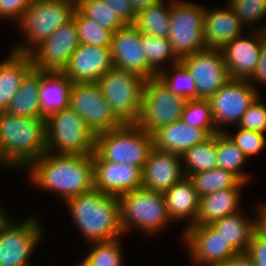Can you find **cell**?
I'll list each match as a JSON object with an SVG mask.
<instances>
[{
	"label": "cell",
	"instance_id": "25",
	"mask_svg": "<svg viewBox=\"0 0 266 266\" xmlns=\"http://www.w3.org/2000/svg\"><path fill=\"white\" fill-rule=\"evenodd\" d=\"M163 196L168 216L173 222L188 219L187 227L194 225L200 209V197L189 177L184 176L170 189L163 192Z\"/></svg>",
	"mask_w": 266,
	"mask_h": 266
},
{
	"label": "cell",
	"instance_id": "18",
	"mask_svg": "<svg viewBox=\"0 0 266 266\" xmlns=\"http://www.w3.org/2000/svg\"><path fill=\"white\" fill-rule=\"evenodd\" d=\"M113 66L110 47L80 43L63 72L72 82L97 83Z\"/></svg>",
	"mask_w": 266,
	"mask_h": 266
},
{
	"label": "cell",
	"instance_id": "39",
	"mask_svg": "<svg viewBox=\"0 0 266 266\" xmlns=\"http://www.w3.org/2000/svg\"><path fill=\"white\" fill-rule=\"evenodd\" d=\"M76 8L84 16L97 21L113 33L124 26L103 0H76Z\"/></svg>",
	"mask_w": 266,
	"mask_h": 266
},
{
	"label": "cell",
	"instance_id": "3",
	"mask_svg": "<svg viewBox=\"0 0 266 266\" xmlns=\"http://www.w3.org/2000/svg\"><path fill=\"white\" fill-rule=\"evenodd\" d=\"M0 145L3 167L27 168L47 151L45 119L0 113Z\"/></svg>",
	"mask_w": 266,
	"mask_h": 266
},
{
	"label": "cell",
	"instance_id": "15",
	"mask_svg": "<svg viewBox=\"0 0 266 266\" xmlns=\"http://www.w3.org/2000/svg\"><path fill=\"white\" fill-rule=\"evenodd\" d=\"M180 61L193 76L198 99H208L230 79L220 49L206 48Z\"/></svg>",
	"mask_w": 266,
	"mask_h": 266
},
{
	"label": "cell",
	"instance_id": "38",
	"mask_svg": "<svg viewBox=\"0 0 266 266\" xmlns=\"http://www.w3.org/2000/svg\"><path fill=\"white\" fill-rule=\"evenodd\" d=\"M181 120L192 127L204 129L210 136L217 133L207 99L187 100Z\"/></svg>",
	"mask_w": 266,
	"mask_h": 266
},
{
	"label": "cell",
	"instance_id": "27",
	"mask_svg": "<svg viewBox=\"0 0 266 266\" xmlns=\"http://www.w3.org/2000/svg\"><path fill=\"white\" fill-rule=\"evenodd\" d=\"M241 188H226L200 198V209L194 225H210L227 215L239 212Z\"/></svg>",
	"mask_w": 266,
	"mask_h": 266
},
{
	"label": "cell",
	"instance_id": "16",
	"mask_svg": "<svg viewBox=\"0 0 266 266\" xmlns=\"http://www.w3.org/2000/svg\"><path fill=\"white\" fill-rule=\"evenodd\" d=\"M183 232L182 239L195 264L207 266L225 262L237 254L211 225H192Z\"/></svg>",
	"mask_w": 266,
	"mask_h": 266
},
{
	"label": "cell",
	"instance_id": "52",
	"mask_svg": "<svg viewBox=\"0 0 266 266\" xmlns=\"http://www.w3.org/2000/svg\"><path fill=\"white\" fill-rule=\"evenodd\" d=\"M0 165H2V151H1V145H0Z\"/></svg>",
	"mask_w": 266,
	"mask_h": 266
},
{
	"label": "cell",
	"instance_id": "49",
	"mask_svg": "<svg viewBox=\"0 0 266 266\" xmlns=\"http://www.w3.org/2000/svg\"><path fill=\"white\" fill-rule=\"evenodd\" d=\"M161 0H131L134 10L137 12L155 5Z\"/></svg>",
	"mask_w": 266,
	"mask_h": 266
},
{
	"label": "cell",
	"instance_id": "1",
	"mask_svg": "<svg viewBox=\"0 0 266 266\" xmlns=\"http://www.w3.org/2000/svg\"><path fill=\"white\" fill-rule=\"evenodd\" d=\"M26 169L35 187L59 194L64 202L94 189L92 154L66 155L46 151Z\"/></svg>",
	"mask_w": 266,
	"mask_h": 266
},
{
	"label": "cell",
	"instance_id": "20",
	"mask_svg": "<svg viewBox=\"0 0 266 266\" xmlns=\"http://www.w3.org/2000/svg\"><path fill=\"white\" fill-rule=\"evenodd\" d=\"M110 48L115 67L148 79V61L141 43V32L132 24L124 25L112 34Z\"/></svg>",
	"mask_w": 266,
	"mask_h": 266
},
{
	"label": "cell",
	"instance_id": "36",
	"mask_svg": "<svg viewBox=\"0 0 266 266\" xmlns=\"http://www.w3.org/2000/svg\"><path fill=\"white\" fill-rule=\"evenodd\" d=\"M77 25L78 38L81 44L110 47L113 32L102 27L97 21L84 16L75 8L73 17Z\"/></svg>",
	"mask_w": 266,
	"mask_h": 266
},
{
	"label": "cell",
	"instance_id": "26",
	"mask_svg": "<svg viewBox=\"0 0 266 266\" xmlns=\"http://www.w3.org/2000/svg\"><path fill=\"white\" fill-rule=\"evenodd\" d=\"M0 62V113L6 112L22 80L33 68L30 54L10 51Z\"/></svg>",
	"mask_w": 266,
	"mask_h": 266
},
{
	"label": "cell",
	"instance_id": "31",
	"mask_svg": "<svg viewBox=\"0 0 266 266\" xmlns=\"http://www.w3.org/2000/svg\"><path fill=\"white\" fill-rule=\"evenodd\" d=\"M183 173L189 177L193 173L210 171L218 168V155L216 149V133L203 143L188 149L183 155ZM186 164V165H185ZM185 165V166H184Z\"/></svg>",
	"mask_w": 266,
	"mask_h": 266
},
{
	"label": "cell",
	"instance_id": "47",
	"mask_svg": "<svg viewBox=\"0 0 266 266\" xmlns=\"http://www.w3.org/2000/svg\"><path fill=\"white\" fill-rule=\"evenodd\" d=\"M207 266H256L247 252L237 253L234 257L225 262H217Z\"/></svg>",
	"mask_w": 266,
	"mask_h": 266
},
{
	"label": "cell",
	"instance_id": "33",
	"mask_svg": "<svg viewBox=\"0 0 266 266\" xmlns=\"http://www.w3.org/2000/svg\"><path fill=\"white\" fill-rule=\"evenodd\" d=\"M189 178L200 198L226 188H242L246 185L232 172L221 168L193 173Z\"/></svg>",
	"mask_w": 266,
	"mask_h": 266
},
{
	"label": "cell",
	"instance_id": "21",
	"mask_svg": "<svg viewBox=\"0 0 266 266\" xmlns=\"http://www.w3.org/2000/svg\"><path fill=\"white\" fill-rule=\"evenodd\" d=\"M142 173V187L162 193L185 176L181 156L155 148L149 153Z\"/></svg>",
	"mask_w": 266,
	"mask_h": 266
},
{
	"label": "cell",
	"instance_id": "17",
	"mask_svg": "<svg viewBox=\"0 0 266 266\" xmlns=\"http://www.w3.org/2000/svg\"><path fill=\"white\" fill-rule=\"evenodd\" d=\"M248 35V38L241 35L220 49L230 79L249 80L255 72L266 26L255 27Z\"/></svg>",
	"mask_w": 266,
	"mask_h": 266
},
{
	"label": "cell",
	"instance_id": "14",
	"mask_svg": "<svg viewBox=\"0 0 266 266\" xmlns=\"http://www.w3.org/2000/svg\"><path fill=\"white\" fill-rule=\"evenodd\" d=\"M79 44L77 25L72 18L29 53L33 68L41 71H63Z\"/></svg>",
	"mask_w": 266,
	"mask_h": 266
},
{
	"label": "cell",
	"instance_id": "5",
	"mask_svg": "<svg viewBox=\"0 0 266 266\" xmlns=\"http://www.w3.org/2000/svg\"><path fill=\"white\" fill-rule=\"evenodd\" d=\"M75 0H31L29 8L17 23L26 42L11 50L29 54L43 40L49 38L63 24L72 19Z\"/></svg>",
	"mask_w": 266,
	"mask_h": 266
},
{
	"label": "cell",
	"instance_id": "44",
	"mask_svg": "<svg viewBox=\"0 0 266 266\" xmlns=\"http://www.w3.org/2000/svg\"><path fill=\"white\" fill-rule=\"evenodd\" d=\"M246 252L252 258L256 266H266V236L257 228L251 236Z\"/></svg>",
	"mask_w": 266,
	"mask_h": 266
},
{
	"label": "cell",
	"instance_id": "34",
	"mask_svg": "<svg viewBox=\"0 0 266 266\" xmlns=\"http://www.w3.org/2000/svg\"><path fill=\"white\" fill-rule=\"evenodd\" d=\"M216 149L218 168L225 169L236 175L242 182L249 183V177L242 169L248 157L238 148L225 132L216 133Z\"/></svg>",
	"mask_w": 266,
	"mask_h": 266
},
{
	"label": "cell",
	"instance_id": "43",
	"mask_svg": "<svg viewBox=\"0 0 266 266\" xmlns=\"http://www.w3.org/2000/svg\"><path fill=\"white\" fill-rule=\"evenodd\" d=\"M31 0H0V20L10 19L17 24L29 8Z\"/></svg>",
	"mask_w": 266,
	"mask_h": 266
},
{
	"label": "cell",
	"instance_id": "9",
	"mask_svg": "<svg viewBox=\"0 0 266 266\" xmlns=\"http://www.w3.org/2000/svg\"><path fill=\"white\" fill-rule=\"evenodd\" d=\"M186 102L184 97L170 91L157 76L146 79L136 124L153 134L159 128L181 120Z\"/></svg>",
	"mask_w": 266,
	"mask_h": 266
},
{
	"label": "cell",
	"instance_id": "7",
	"mask_svg": "<svg viewBox=\"0 0 266 266\" xmlns=\"http://www.w3.org/2000/svg\"><path fill=\"white\" fill-rule=\"evenodd\" d=\"M47 152L66 155L92 154L95 134L71 107L45 118Z\"/></svg>",
	"mask_w": 266,
	"mask_h": 266
},
{
	"label": "cell",
	"instance_id": "24",
	"mask_svg": "<svg viewBox=\"0 0 266 266\" xmlns=\"http://www.w3.org/2000/svg\"><path fill=\"white\" fill-rule=\"evenodd\" d=\"M72 81L63 71H41L40 114L43 118L70 107Z\"/></svg>",
	"mask_w": 266,
	"mask_h": 266
},
{
	"label": "cell",
	"instance_id": "6",
	"mask_svg": "<svg viewBox=\"0 0 266 266\" xmlns=\"http://www.w3.org/2000/svg\"><path fill=\"white\" fill-rule=\"evenodd\" d=\"M117 199L119 222L124 234L134 227L133 229H140L144 234L152 235L163 230L172 221L168 216L162 192L142 187L121 194Z\"/></svg>",
	"mask_w": 266,
	"mask_h": 266
},
{
	"label": "cell",
	"instance_id": "41",
	"mask_svg": "<svg viewBox=\"0 0 266 266\" xmlns=\"http://www.w3.org/2000/svg\"><path fill=\"white\" fill-rule=\"evenodd\" d=\"M224 132L238 146V148L248 157V159L259 154L266 144L265 134L258 131H251L239 127L236 134H229L226 129ZM232 134V135H231Z\"/></svg>",
	"mask_w": 266,
	"mask_h": 266
},
{
	"label": "cell",
	"instance_id": "2",
	"mask_svg": "<svg viewBox=\"0 0 266 266\" xmlns=\"http://www.w3.org/2000/svg\"><path fill=\"white\" fill-rule=\"evenodd\" d=\"M86 241L101 242L123 237L117 196L92 189L65 201Z\"/></svg>",
	"mask_w": 266,
	"mask_h": 266
},
{
	"label": "cell",
	"instance_id": "28",
	"mask_svg": "<svg viewBox=\"0 0 266 266\" xmlns=\"http://www.w3.org/2000/svg\"><path fill=\"white\" fill-rule=\"evenodd\" d=\"M210 225L237 253H243L247 251L251 236L256 229V218L249 219L239 211L216 220Z\"/></svg>",
	"mask_w": 266,
	"mask_h": 266
},
{
	"label": "cell",
	"instance_id": "30",
	"mask_svg": "<svg viewBox=\"0 0 266 266\" xmlns=\"http://www.w3.org/2000/svg\"><path fill=\"white\" fill-rule=\"evenodd\" d=\"M171 9L172 0H161L155 5L137 12L132 25L141 33L168 38Z\"/></svg>",
	"mask_w": 266,
	"mask_h": 266
},
{
	"label": "cell",
	"instance_id": "50",
	"mask_svg": "<svg viewBox=\"0 0 266 266\" xmlns=\"http://www.w3.org/2000/svg\"><path fill=\"white\" fill-rule=\"evenodd\" d=\"M5 212L0 205V229L10 219L9 214L7 215Z\"/></svg>",
	"mask_w": 266,
	"mask_h": 266
},
{
	"label": "cell",
	"instance_id": "51",
	"mask_svg": "<svg viewBox=\"0 0 266 266\" xmlns=\"http://www.w3.org/2000/svg\"><path fill=\"white\" fill-rule=\"evenodd\" d=\"M77 266H93L85 258Z\"/></svg>",
	"mask_w": 266,
	"mask_h": 266
},
{
	"label": "cell",
	"instance_id": "11",
	"mask_svg": "<svg viewBox=\"0 0 266 266\" xmlns=\"http://www.w3.org/2000/svg\"><path fill=\"white\" fill-rule=\"evenodd\" d=\"M33 216L21 223L10 217L1 227L0 266H32L29 260L44 235L41 222Z\"/></svg>",
	"mask_w": 266,
	"mask_h": 266
},
{
	"label": "cell",
	"instance_id": "32",
	"mask_svg": "<svg viewBox=\"0 0 266 266\" xmlns=\"http://www.w3.org/2000/svg\"><path fill=\"white\" fill-rule=\"evenodd\" d=\"M141 43L148 61V79L156 77L166 64L170 66L179 61L168 38L141 33Z\"/></svg>",
	"mask_w": 266,
	"mask_h": 266
},
{
	"label": "cell",
	"instance_id": "12",
	"mask_svg": "<svg viewBox=\"0 0 266 266\" xmlns=\"http://www.w3.org/2000/svg\"><path fill=\"white\" fill-rule=\"evenodd\" d=\"M259 93L248 80L229 79L210 96L207 100L217 132H224L221 126L237 125Z\"/></svg>",
	"mask_w": 266,
	"mask_h": 266
},
{
	"label": "cell",
	"instance_id": "23",
	"mask_svg": "<svg viewBox=\"0 0 266 266\" xmlns=\"http://www.w3.org/2000/svg\"><path fill=\"white\" fill-rule=\"evenodd\" d=\"M152 135L155 149L179 156L210 137L204 129L187 125L182 120L163 126Z\"/></svg>",
	"mask_w": 266,
	"mask_h": 266
},
{
	"label": "cell",
	"instance_id": "45",
	"mask_svg": "<svg viewBox=\"0 0 266 266\" xmlns=\"http://www.w3.org/2000/svg\"><path fill=\"white\" fill-rule=\"evenodd\" d=\"M103 2L107 3L108 7L124 25L133 24L136 11L131 0H103Z\"/></svg>",
	"mask_w": 266,
	"mask_h": 266
},
{
	"label": "cell",
	"instance_id": "35",
	"mask_svg": "<svg viewBox=\"0 0 266 266\" xmlns=\"http://www.w3.org/2000/svg\"><path fill=\"white\" fill-rule=\"evenodd\" d=\"M166 68L160 71L157 77L170 91L186 100L198 99V91L193 76L180 60Z\"/></svg>",
	"mask_w": 266,
	"mask_h": 266
},
{
	"label": "cell",
	"instance_id": "42",
	"mask_svg": "<svg viewBox=\"0 0 266 266\" xmlns=\"http://www.w3.org/2000/svg\"><path fill=\"white\" fill-rule=\"evenodd\" d=\"M258 96L237 124L238 127L266 133V105Z\"/></svg>",
	"mask_w": 266,
	"mask_h": 266
},
{
	"label": "cell",
	"instance_id": "19",
	"mask_svg": "<svg viewBox=\"0 0 266 266\" xmlns=\"http://www.w3.org/2000/svg\"><path fill=\"white\" fill-rule=\"evenodd\" d=\"M94 189L119 196L142 188V169L126 163L93 159Z\"/></svg>",
	"mask_w": 266,
	"mask_h": 266
},
{
	"label": "cell",
	"instance_id": "37",
	"mask_svg": "<svg viewBox=\"0 0 266 266\" xmlns=\"http://www.w3.org/2000/svg\"><path fill=\"white\" fill-rule=\"evenodd\" d=\"M92 248L84 257L93 266H123L124 255L120 238L90 243Z\"/></svg>",
	"mask_w": 266,
	"mask_h": 266
},
{
	"label": "cell",
	"instance_id": "8",
	"mask_svg": "<svg viewBox=\"0 0 266 266\" xmlns=\"http://www.w3.org/2000/svg\"><path fill=\"white\" fill-rule=\"evenodd\" d=\"M146 79L132 71L113 66L97 82L114 115L123 124L138 121Z\"/></svg>",
	"mask_w": 266,
	"mask_h": 266
},
{
	"label": "cell",
	"instance_id": "13",
	"mask_svg": "<svg viewBox=\"0 0 266 266\" xmlns=\"http://www.w3.org/2000/svg\"><path fill=\"white\" fill-rule=\"evenodd\" d=\"M70 107L85 120L95 135L123 125L114 115L97 83L72 82Z\"/></svg>",
	"mask_w": 266,
	"mask_h": 266
},
{
	"label": "cell",
	"instance_id": "22",
	"mask_svg": "<svg viewBox=\"0 0 266 266\" xmlns=\"http://www.w3.org/2000/svg\"><path fill=\"white\" fill-rule=\"evenodd\" d=\"M236 13L227 8H205L203 19V36L205 46L210 49H221L231 40L243 35L245 26Z\"/></svg>",
	"mask_w": 266,
	"mask_h": 266
},
{
	"label": "cell",
	"instance_id": "29",
	"mask_svg": "<svg viewBox=\"0 0 266 266\" xmlns=\"http://www.w3.org/2000/svg\"><path fill=\"white\" fill-rule=\"evenodd\" d=\"M40 82L41 70L32 68L22 80L6 112L22 117H43L39 104Z\"/></svg>",
	"mask_w": 266,
	"mask_h": 266
},
{
	"label": "cell",
	"instance_id": "46",
	"mask_svg": "<svg viewBox=\"0 0 266 266\" xmlns=\"http://www.w3.org/2000/svg\"><path fill=\"white\" fill-rule=\"evenodd\" d=\"M248 81L256 90V82H260L259 84L264 83L266 85V36L262 39L260 58L257 63L255 72Z\"/></svg>",
	"mask_w": 266,
	"mask_h": 266
},
{
	"label": "cell",
	"instance_id": "48",
	"mask_svg": "<svg viewBox=\"0 0 266 266\" xmlns=\"http://www.w3.org/2000/svg\"><path fill=\"white\" fill-rule=\"evenodd\" d=\"M257 210L256 212L258 215H256V228L266 236V203H260Z\"/></svg>",
	"mask_w": 266,
	"mask_h": 266
},
{
	"label": "cell",
	"instance_id": "10",
	"mask_svg": "<svg viewBox=\"0 0 266 266\" xmlns=\"http://www.w3.org/2000/svg\"><path fill=\"white\" fill-rule=\"evenodd\" d=\"M205 8L191 2L172 0L168 40L180 60L206 49L203 36Z\"/></svg>",
	"mask_w": 266,
	"mask_h": 266
},
{
	"label": "cell",
	"instance_id": "40",
	"mask_svg": "<svg viewBox=\"0 0 266 266\" xmlns=\"http://www.w3.org/2000/svg\"><path fill=\"white\" fill-rule=\"evenodd\" d=\"M227 4L246 27L266 18V0H227Z\"/></svg>",
	"mask_w": 266,
	"mask_h": 266
},
{
	"label": "cell",
	"instance_id": "4",
	"mask_svg": "<svg viewBox=\"0 0 266 266\" xmlns=\"http://www.w3.org/2000/svg\"><path fill=\"white\" fill-rule=\"evenodd\" d=\"M153 148L152 134L137 124H123L110 131L96 134L92 159L126 163L143 170Z\"/></svg>",
	"mask_w": 266,
	"mask_h": 266
}]
</instances>
